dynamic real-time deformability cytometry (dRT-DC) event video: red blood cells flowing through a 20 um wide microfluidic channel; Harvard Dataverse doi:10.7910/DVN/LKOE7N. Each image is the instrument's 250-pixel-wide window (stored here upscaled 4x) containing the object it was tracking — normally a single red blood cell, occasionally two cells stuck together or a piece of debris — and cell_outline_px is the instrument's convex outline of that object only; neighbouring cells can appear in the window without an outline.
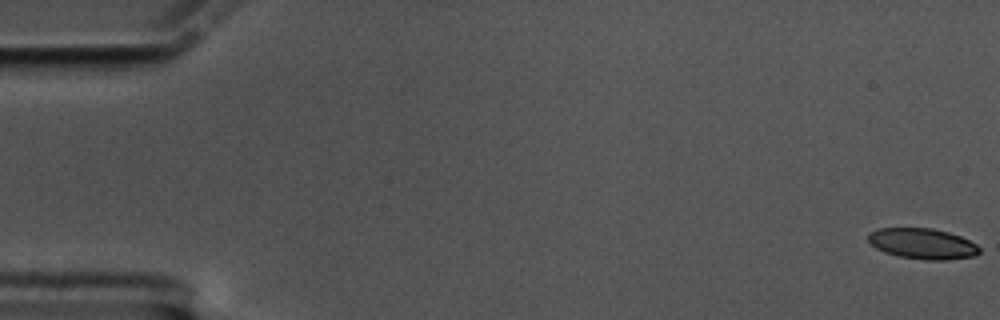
{"species": "common noctule bat (a hibernating species)", "species_latin": "Nyctalus noctula", "temperature_condition": "cold", "stored_images_in_passage": 61, "camera_frame_rate_fps": 3000, "um_per_image_px": 0.085, "animal": {"sex": "male", "body_mass_g": 17.5, "forearm_length_mm": 52.3}, "frame": {"image": 1, "passage_image": 1, "time_ms": 0.0, "image_size_px": [1000, 320], "cell_outline_px": [[980, 252], [972, 256], [944, 260], [924, 260], [900, 256], [884, 252], [876, 248], [868, 240], [868, 236], [872, 232], [880, 228], [932, 228], [948, 232], [960, 236], [976, 244], [980, 248]], "centroid_in_image_um": [78.42, 20.71], "position_along_channel_um": 6.6, "area_um2": 19.65}}
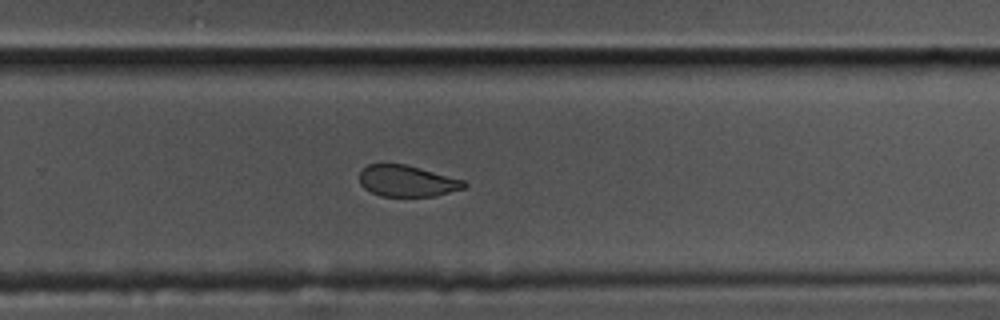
{"frame": {"image": 2, "passage_image": 40, "time_ms": 13.0, "image_size_px": [1000, 320], "cell_outline_px": [[468, 184], [464, 188], [436, 196], [380, 196], [364, 188], [360, 184], [360, 172], [368, 164], [404, 164], [420, 168], [464, 180]], "centroid_in_image_um": [34.6, 15.39], "position_along_channel_um": 295.2, "area_um2": 18.96}}
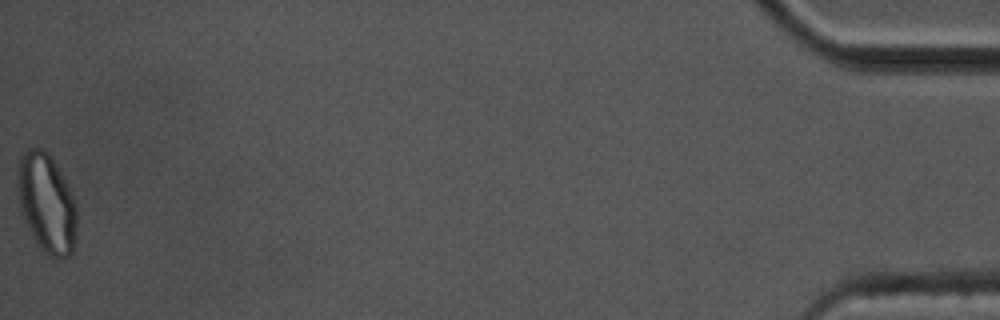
{"frame": {"image": 3, "passage_image": 61, "time_ms": 20.0, "image_size_px": [1000, 320], "cell_outline_px": [[76, 236], [72, 252], [68, 256], [60, 260], [44, 252], [36, 244], [28, 228], [20, 208], [16, 184], [16, 168], [20, 156], [28, 148], [40, 148], [48, 152], [56, 164], [72, 196], [76, 208]], "centroid_in_image_um": [3.93, 17.27], "position_along_channel_um": 431.3, "area_um2": 34.39}, "authors_computed_cell_mechanics": {"area_um2": 20.9236, "velocity_mm_per_s": 3.3479, "shape_relaxation_time_tau1_ms": 8.2817, "shape_relaxation_time_tau2_ms": 1.6589, "deformation_change_tau1": 0.1323, "deformation_change_tau2": 0.0772}}